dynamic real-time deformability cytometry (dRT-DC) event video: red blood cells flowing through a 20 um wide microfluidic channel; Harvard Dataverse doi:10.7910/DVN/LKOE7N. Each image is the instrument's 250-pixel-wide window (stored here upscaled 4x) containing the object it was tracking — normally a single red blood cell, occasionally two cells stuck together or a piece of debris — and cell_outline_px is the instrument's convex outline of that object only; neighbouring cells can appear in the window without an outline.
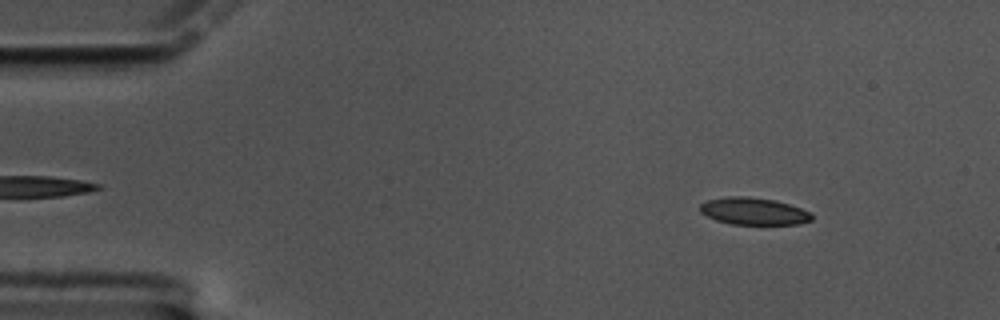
{"species": "common noctule bat (a hibernating species)", "species_latin": "Nyctalus noctula", "temperature_condition": "cold", "stored_images_in_passage": 59, "camera_frame_rate_fps": 3000, "um_per_image_px": 0.085, "animal": {"sex": "male", "body_mass_g": 17.5, "forearm_length_mm": 52.3}, "frame": {"image": 1, "passage_image": 7, "time_ms": 2.0, "image_size_px": [1000, 320], "cell_outline_px": [[812, 220], [800, 224], [732, 224], [716, 220], [700, 212], [700, 204], [708, 200], [724, 196], [748, 196], [776, 200], [812, 212]], "centroid_in_image_um": [64.07, 17.94], "position_along_channel_um": 20.9, "area_um2": 17.74}}
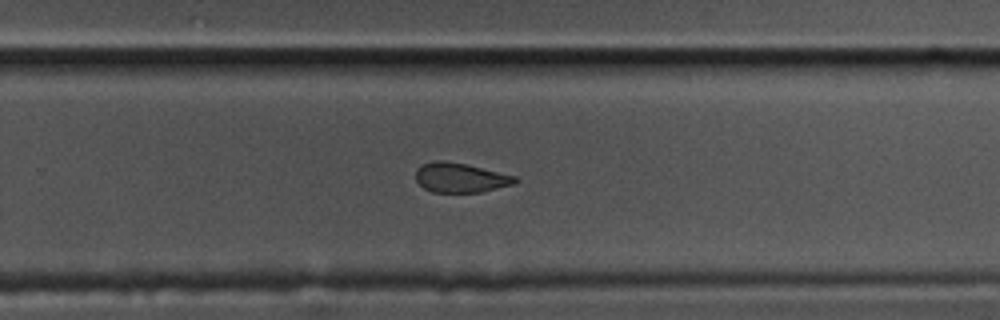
{"frame": {"image": 2, "passage_image": 38, "time_ms": 12.333, "image_size_px": [1000, 320], "cell_outline_px": [[520, 180], [516, 184], [480, 192], [432, 192], [424, 188], [416, 180], [416, 168], [420, 164], [432, 160], [444, 160], [464, 164], [516, 176]], "centroid_in_image_um": [39.12, 15.1], "position_along_channel_um": 290.7, "area_um2": 17.22}}
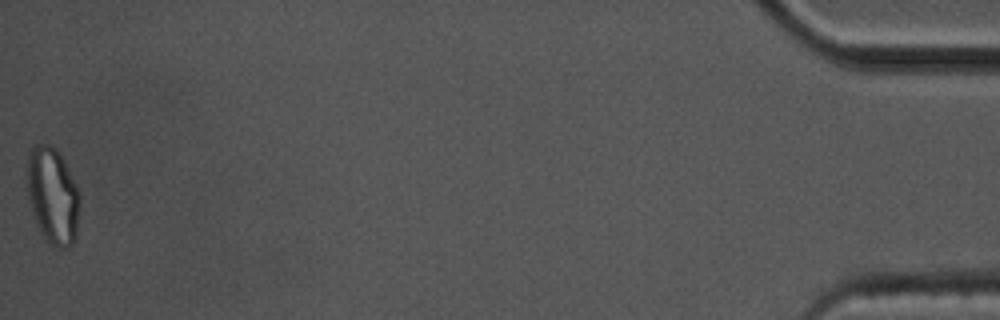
{"frame": {"image": 3, "passage_image": 59, "time_ms": 19.333, "image_size_px": [1000, 320], "cell_outline_px": [[80, 204], [76, 236], [72, 244], [68, 248], [60, 248], [44, 240], [36, 224], [28, 200], [28, 156], [32, 144], [48, 144], [56, 148], [64, 160], [80, 192]], "centroid_in_image_um": [4.49, 16.64], "position_along_channel_um": 430.7, "area_um2": 29.94}, "authors_computed_cell_mechanics": {"area_um2": 18.5538, "velocity_mm_per_s": 3.392, "shape_relaxation_time_tau1_ms": null, "shape_relaxation_time_tau2_ms": 3.5494, "deformation_change_tau1": null, "deformation_change_tau2": 0.0957}}